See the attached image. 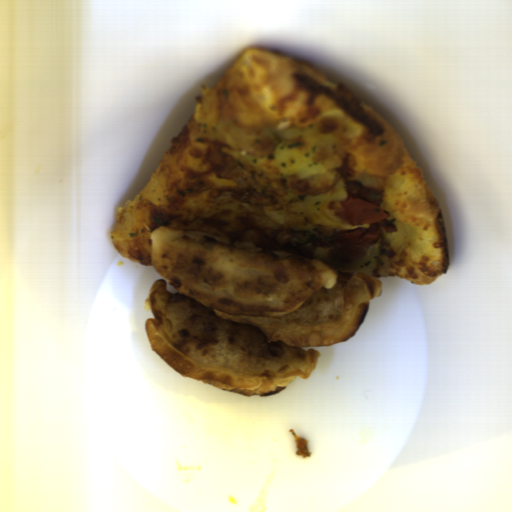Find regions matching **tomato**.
<instances>
[{"instance_id": "1", "label": "tomato", "mask_w": 512, "mask_h": 512, "mask_svg": "<svg viewBox=\"0 0 512 512\" xmlns=\"http://www.w3.org/2000/svg\"><path fill=\"white\" fill-rule=\"evenodd\" d=\"M329 208L334 211V216L351 226L369 225V228L360 227L336 234L335 242L351 246H368L382 233L398 232L395 223L386 220L389 213L372 203L353 197L343 201H331Z\"/></svg>"}]
</instances>
